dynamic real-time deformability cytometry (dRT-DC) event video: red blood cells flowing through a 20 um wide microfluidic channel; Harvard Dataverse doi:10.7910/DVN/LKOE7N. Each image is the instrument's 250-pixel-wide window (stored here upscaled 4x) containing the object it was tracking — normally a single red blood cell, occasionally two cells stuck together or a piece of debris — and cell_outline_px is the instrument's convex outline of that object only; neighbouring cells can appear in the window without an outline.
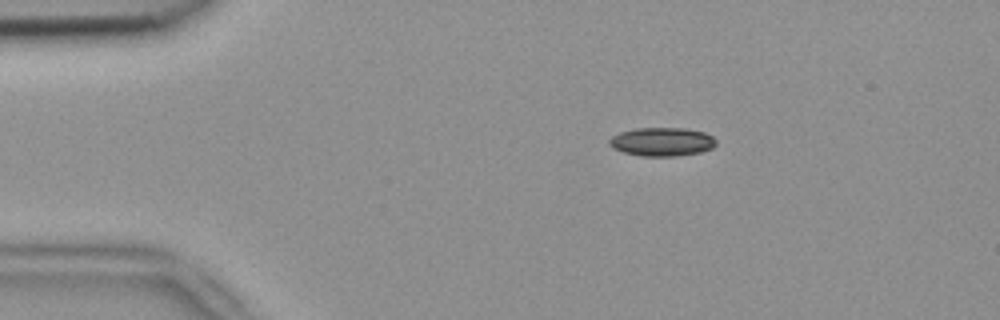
{"species": "common noctule bat (a hibernating species)", "species_latin": "Nyctalus noctula", "temperature_condition": "room temperature", "stored_images_in_passage": 3, "camera_frame_rate_fps": 3000, "um_per_image_px": 0.085, "animal": {"sex": "female", "body_mass_g": 18.4}, "frame": {"image": 1, "passage_image": 2, "time_ms": 0.333, "image_size_px": [1000, 320], "cell_outline_px": [[716, 144], [712, 148], [700, 152], [676, 156], [640, 156], [624, 152], [612, 148], [608, 144], [608, 140], [612, 136], [620, 132], [636, 128], [684, 128], [704, 132], [712, 136], [716, 140]], "centroid_in_image_um": [56.25, 12.05], "position_along_channel_um": 28.8, "area_um2": 17.86}}